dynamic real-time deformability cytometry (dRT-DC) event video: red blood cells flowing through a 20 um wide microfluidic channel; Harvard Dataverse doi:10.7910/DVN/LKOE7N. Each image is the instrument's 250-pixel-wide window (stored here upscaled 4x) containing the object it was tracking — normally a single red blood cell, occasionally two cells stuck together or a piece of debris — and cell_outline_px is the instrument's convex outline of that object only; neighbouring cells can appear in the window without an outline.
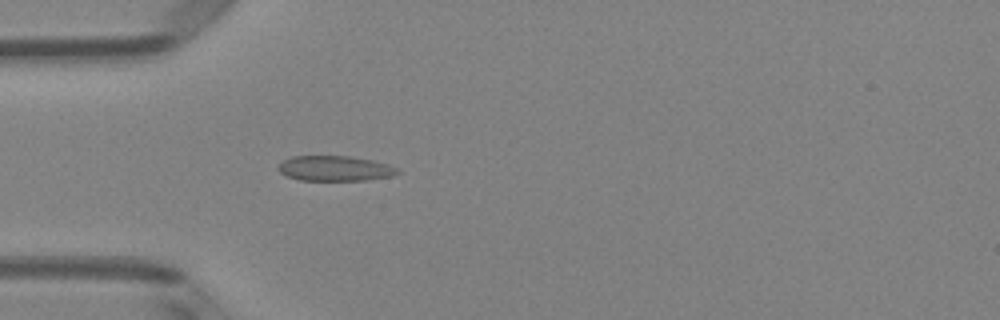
{"species": "Egyptian fruit bat (a non-hibernating species)", "species_latin": "Rousettus aegyptiacus", "temperature_condition": "room temperature", "stored_images_in_passage": 5, "camera_frame_rate_fps": 3000, "um_per_image_px": 0.085, "animal": {"sex": "female"}, "frame": {"image": 1, "passage_image": 5, "time_ms": 1.333, "image_size_px": [1000, 320], "cell_outline_px": [[400, 172], [392, 176], [368, 180], [300, 180], [288, 176], [280, 172], [276, 168], [284, 160], [292, 156], [348, 156], [372, 160], [388, 164], [400, 168]], "centroid_in_image_um": [28.5, 14.31], "position_along_channel_um": 56.5, "area_um2": 17.51}}